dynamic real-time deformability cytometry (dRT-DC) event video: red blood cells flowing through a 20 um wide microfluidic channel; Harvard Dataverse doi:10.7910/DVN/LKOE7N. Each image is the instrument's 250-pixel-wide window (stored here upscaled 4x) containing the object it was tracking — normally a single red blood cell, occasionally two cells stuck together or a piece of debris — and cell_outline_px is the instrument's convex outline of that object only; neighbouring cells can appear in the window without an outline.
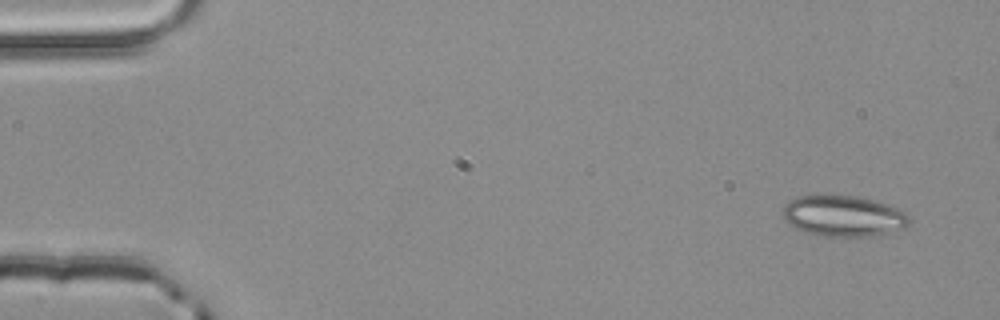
{"species": "common noctule bat (a hibernating species)", "species_latin": "Nyctalus noctula", "temperature_condition": "room temperature", "stored_images_in_passage": 4, "camera_frame_rate_fps": 3000, "um_per_image_px": 0.085, "animal": {"sex": "male", "body_mass_g": 20.4}, "frame": {"image": 1, "passage_image": 1, "time_ms": 0.0, "image_size_px": [1000, 320], "cell_outline_px": [[912, 220], [904, 228], [872, 236], [816, 236], [804, 232], [788, 224], [784, 220], [784, 204], [800, 196], [824, 192], [856, 196], [872, 200], [900, 208], [912, 216]], "centroid_in_image_um": [71.69, 18.33], "position_along_channel_um": 13.3, "area_um2": 30.98}}